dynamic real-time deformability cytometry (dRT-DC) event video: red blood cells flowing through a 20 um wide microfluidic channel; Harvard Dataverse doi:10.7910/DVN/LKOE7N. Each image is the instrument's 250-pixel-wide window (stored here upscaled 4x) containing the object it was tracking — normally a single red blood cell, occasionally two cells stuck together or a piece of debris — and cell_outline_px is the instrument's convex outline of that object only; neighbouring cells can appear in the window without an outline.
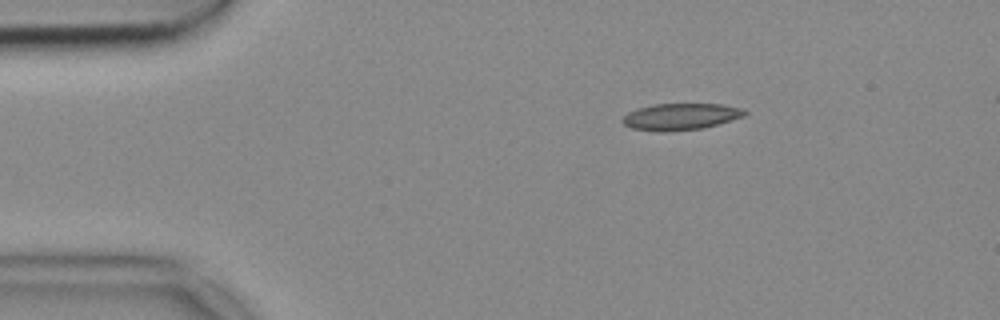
{"species": "common noctule bat (a hibernating species)", "species_latin": "Nyctalus noctula", "temperature_condition": "cold", "stored_images_in_passage": 45, "camera_frame_rate_fps": 3000, "um_per_image_px": 0.085, "animal": {"sex": "female", "body_mass_g": 18.4}, "frame": {"image": 1, "passage_image": 1, "time_ms": 0.0, "image_size_px": [1000, 320], "cell_outline_px": [[748, 112], [744, 116], [716, 124], [700, 128], [668, 132], [656, 132], [632, 128], [624, 124], [620, 120], [628, 112], [636, 108], [652, 104], [720, 104], [744, 108]], "centroid_in_image_um": [57.81, 9.91], "position_along_channel_um": 27.2, "area_um2": 19.02}}
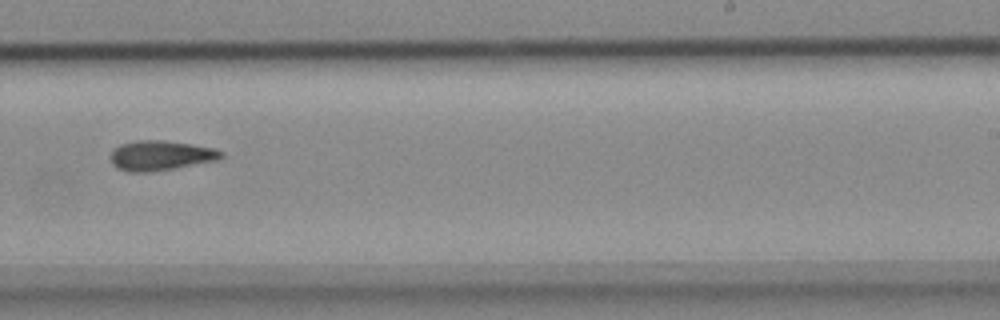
{"frame": {"image": 2, "passage_image": 25, "time_ms": 8.0, "image_size_px": [1000, 320], "cell_outline_px": [[224, 156], [220, 160], [176, 168], [152, 172], [128, 172], [116, 168], [112, 164], [112, 152], [120, 144], [136, 140], [164, 140], [192, 144], [216, 148], [224, 152]], "centroid_in_image_um": [13.71, 13.22], "position_along_channel_um": 275.3, "area_um2": 19.54}}
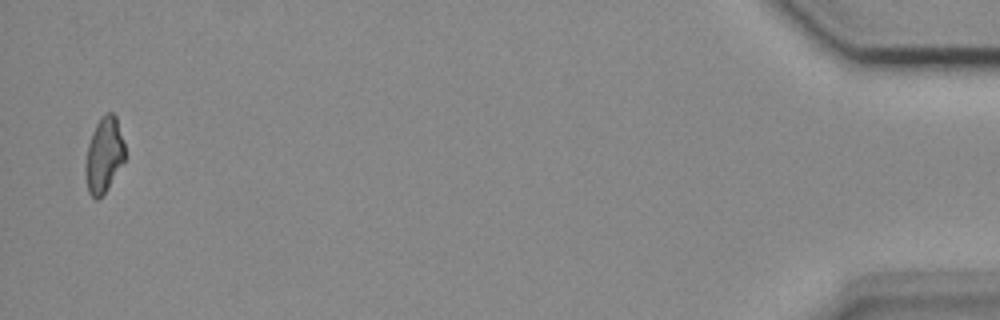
{"frame": {"image": 3, "passage_image": 44, "time_ms": 14.333, "image_size_px": [1000, 320], "cell_outline_px": [[124, 160], [108, 188], [96, 200], [88, 192], [84, 172], [84, 168], [88, 144], [92, 132], [100, 116], [108, 112], [112, 112], [116, 116], [124, 144]], "centroid_in_image_um": [8.81, 13.16], "position_along_channel_um": 426.4, "area_um2": 17.22}}